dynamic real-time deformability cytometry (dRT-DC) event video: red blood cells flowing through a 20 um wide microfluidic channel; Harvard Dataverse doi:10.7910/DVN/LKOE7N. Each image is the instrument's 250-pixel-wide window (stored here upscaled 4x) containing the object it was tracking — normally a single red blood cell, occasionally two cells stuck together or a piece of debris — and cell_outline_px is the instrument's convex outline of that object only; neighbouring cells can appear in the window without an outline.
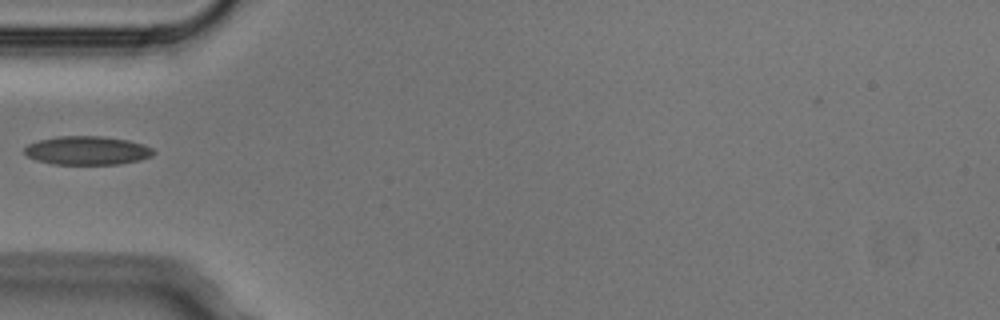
{"species": "Egyptian fruit bat (a non-hibernating species)", "species_latin": "Rousettus aegyptiacus", "temperature_condition": "cold", "stored_images_in_passage": 3, "camera_frame_rate_fps": 3000, "um_per_image_px": 0.085, "animal": {"sex": "male"}, "frame": {"image": 1, "passage_image": 3, "time_ms": 0.667, "image_size_px": [1000, 320], "cell_outline_px": [[156, 152], [152, 156], [140, 160], [120, 164], [52, 164], [36, 160], [28, 156], [24, 152], [24, 148], [28, 144], [40, 140], [60, 136], [100, 136], [128, 140], [144, 144], [152, 148]], "centroid_in_image_um": [7.44, 12.79], "position_along_channel_um": 77.6, "area_um2": 21.56}}